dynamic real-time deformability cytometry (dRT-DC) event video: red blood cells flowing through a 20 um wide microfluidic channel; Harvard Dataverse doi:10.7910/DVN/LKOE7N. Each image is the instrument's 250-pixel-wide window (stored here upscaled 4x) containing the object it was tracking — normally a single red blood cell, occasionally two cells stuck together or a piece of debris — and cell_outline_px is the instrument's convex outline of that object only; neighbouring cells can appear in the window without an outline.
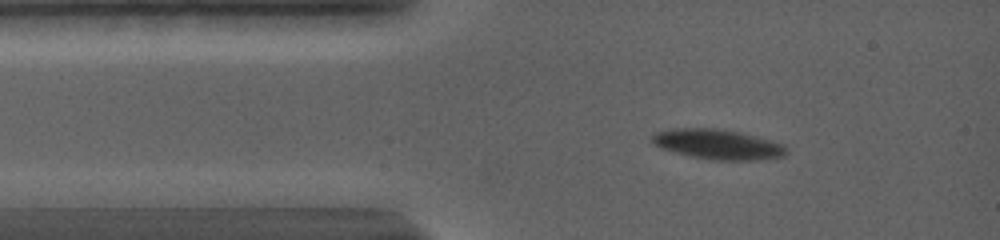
{"species": "common noctule bat (a hibernating species)", "species_latin": "Nyctalus noctula", "temperature_condition": "warm", "stored_images_in_passage": 39, "camera_frame_rate_fps": 5000, "um_per_image_px": 0.085, "animal": {"sex": "female", "body_mass_g": 19.0, "forearm_length_mm": 56.7}, "frame": {"image": 1, "passage_image": 1, "time_ms": 0.0, "image_size_px": [1000, 240], "cell_outline_px": [[788, 152], [784, 156], [756, 160], [712, 160], [688, 156], [660, 148], [652, 144], [652, 136], [656, 132], [672, 128], [716, 128], [740, 132], [772, 140], [784, 144], [788, 148]], "centroid_in_image_um": [61.02, 12.27], "position_along_channel_um": 24.0, "area_um2": 23.76}}
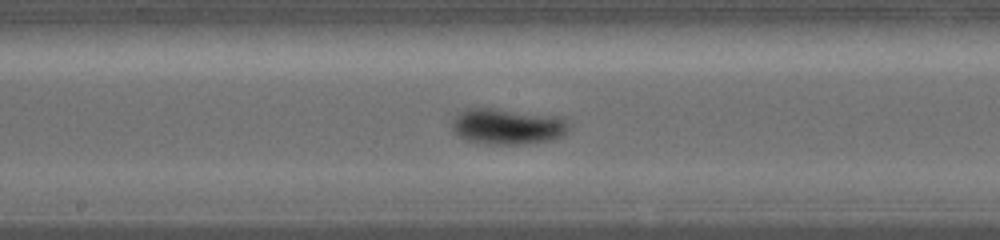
{"frame": {"image": 2, "passage_image": 17, "time_ms": 5.6, "image_size_px": [1000, 240], "cell_outline_px": [[568, 132], [564, 136], [552, 140], [524, 144], [488, 144], [464, 140], [456, 136], [452, 128], [452, 116], [456, 112], [464, 108], [496, 108], [564, 116], [568, 120]], "centroid_in_image_um": [43.13, 10.73], "position_along_channel_um": 205.1, "area_um2": 25.37}}
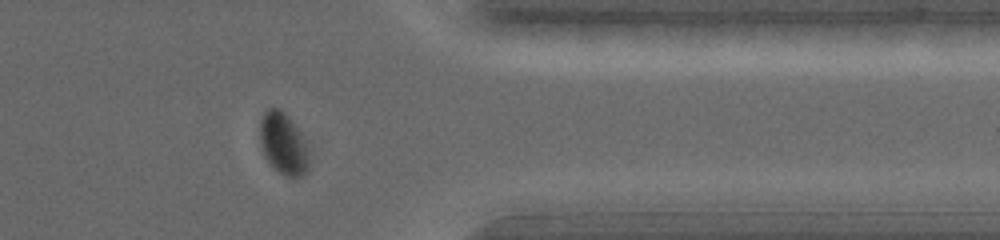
{"frame": {"image": 3, "passage_image": 33, "time_ms": 10.8, "image_size_px": [1000, 240], "cell_outline_px": [[308, 172], [300, 176], [284, 176], [264, 156], [260, 144], [260, 120], [264, 112], [268, 108], [280, 108], [288, 116], [308, 140]], "centroid_in_image_um": [24.11, 12.18], "position_along_channel_um": 387.3, "area_um2": 17.86}, "authors_computed_cell_mechanics": {"area_um2": 23.7558, "velocity_mm_per_s": 3.6657, "shape_relaxation_time_tau1_ms": 3.7933, "shape_relaxation_time_tau2_ms": 1.8221, "deformation_change_tau1": 0.1599, "deformation_change_tau2": 0.0269}}